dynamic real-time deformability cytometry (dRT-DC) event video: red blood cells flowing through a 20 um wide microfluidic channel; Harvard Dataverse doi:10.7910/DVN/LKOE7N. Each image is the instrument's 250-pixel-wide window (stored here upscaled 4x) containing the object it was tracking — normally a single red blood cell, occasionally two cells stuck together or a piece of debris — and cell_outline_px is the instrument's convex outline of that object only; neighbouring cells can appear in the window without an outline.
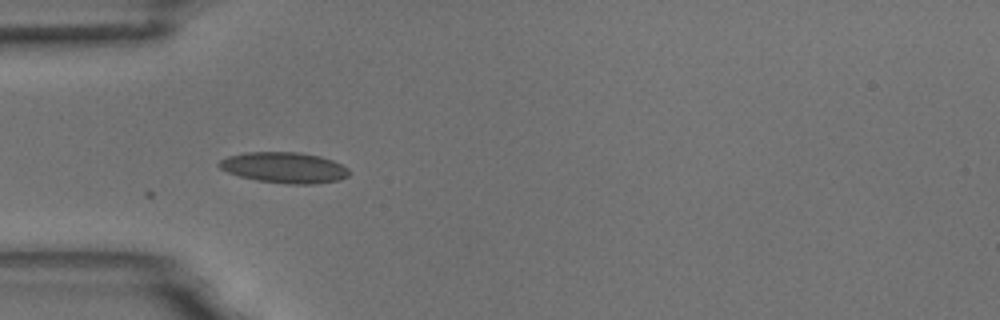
{"species": "common noctule bat (a hibernating species)", "species_latin": "Nyctalus noctula", "temperature_condition": "room temperature", "stored_images_in_passage": 26, "camera_frame_rate_fps": 3000, "um_per_image_px": 0.085, "animal": {"sex": "male", "body_mass_g": 18.8}, "frame": {"image": 1, "passage_image": 3, "time_ms": 0.667, "image_size_px": [1000, 320], "cell_outline_px": [[352, 172], [348, 176], [340, 180], [316, 184], [288, 184], [256, 180], [240, 176], [228, 172], [220, 168], [216, 164], [220, 160], [228, 156], [244, 152], [300, 152], [320, 156], [332, 160], [348, 168]], "centroid_in_image_um": [24.18, 14.25], "position_along_channel_um": 60.8, "area_um2": 23.52}}
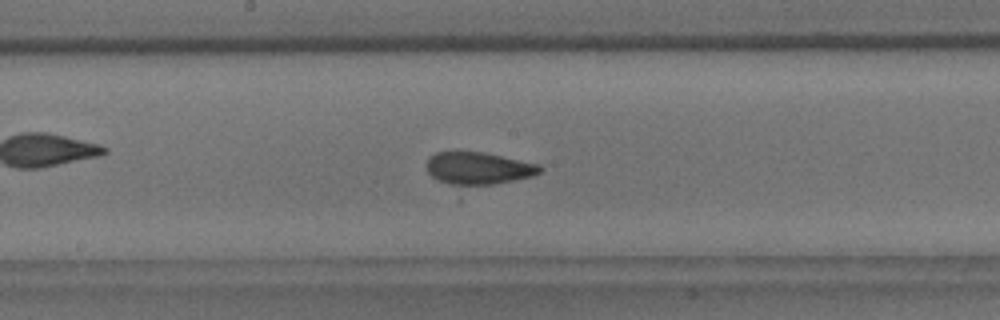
{"frame": {"image": 2, "passage_image": 15, "time_ms": 4.667, "image_size_px": [1000, 320], "cell_outline_px": [[544, 168], [540, 172], [532, 176], [460, 200], [432, 176], [428, 172], [428, 156], [436, 152], [484, 152], [540, 164]], "centroid_in_image_um": [40.6, 14.58], "position_along_channel_um": 207.6, "area_um2": 25.49}}
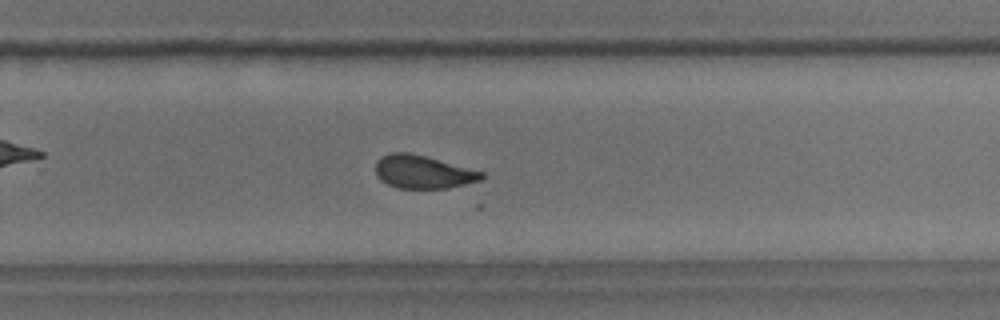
{"frame": {"image": 3, "passage_image": 22, "time_ms": 7.0, "image_size_px": [1000, 320], "cell_outline_px": [[484, 176], [480, 180], [448, 188], [396, 188], [380, 180], [376, 176], [376, 160], [380, 156], [392, 152], [408, 152], [424, 156], [484, 172]], "centroid_in_image_um": [35.9, 14.61], "position_along_channel_um": 293.9, "area_um2": 20.35}}